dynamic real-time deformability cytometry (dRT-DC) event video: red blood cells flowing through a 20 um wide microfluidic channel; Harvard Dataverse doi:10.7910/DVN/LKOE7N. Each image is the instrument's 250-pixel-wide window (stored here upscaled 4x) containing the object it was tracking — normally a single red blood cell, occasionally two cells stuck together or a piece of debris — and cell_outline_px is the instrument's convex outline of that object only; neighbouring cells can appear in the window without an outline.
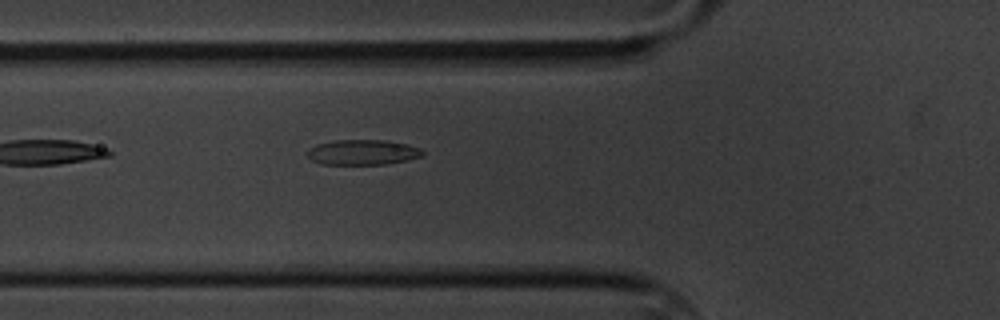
{"species": "common noctule bat (a hibernating species)", "species_latin": "Nyctalus noctula", "temperature_condition": "cold", "stored_images_in_passage": 3, "segment_of_instrument_passage": [1, 2], "camera_frame_rate_fps": 3000, "um_per_image_px": 0.085, "animal": {"sex": "male", "body_mass_g": 20.1, "forearm_length_mm": 53.5}, "frame": {"image": 1, "passage_image": 2, "time_ms": 1.333, "image_size_px": [1000, 320], "cell_outline_px": [[424, 156], [408, 160], [388, 164], [320, 164], [312, 160], [304, 152], [308, 148], [316, 144], [336, 140], [384, 140], [404, 144], [420, 148], [424, 152]], "centroid_in_image_um": [30.8, 12.95], "position_along_channel_um": 95.0, "area_um2": 17.05}}